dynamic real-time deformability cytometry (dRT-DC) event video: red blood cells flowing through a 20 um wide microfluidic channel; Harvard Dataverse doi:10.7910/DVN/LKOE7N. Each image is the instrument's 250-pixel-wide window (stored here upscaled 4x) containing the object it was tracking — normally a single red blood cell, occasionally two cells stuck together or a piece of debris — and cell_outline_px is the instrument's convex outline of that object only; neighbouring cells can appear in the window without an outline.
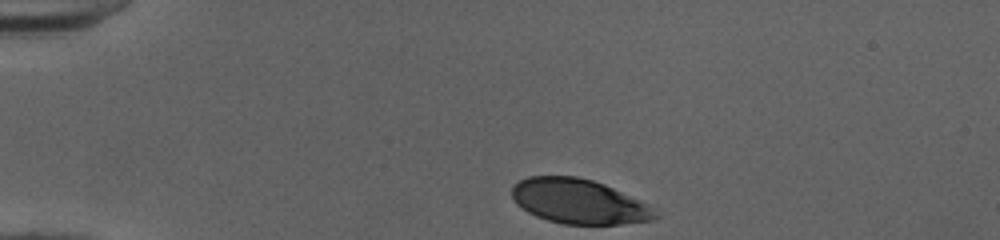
{"species": "human", "species_latin": "Homo sapiens", "temperature_condition": "cold", "stored_images_in_passage": 17, "camera_frame_rate_fps": 3000, "um_per_image_px": 0.085, "donor": {"sex": "female"}, "frame": {"image": 1, "passage_image": 1, "time_ms": 0.0, "image_size_px": [1000, 240], "cell_outline_px": [[660, 216], [656, 220], [620, 224], [564, 224], [548, 220], [536, 216], [528, 212], [516, 204], [512, 196], [512, 184], [528, 176], [576, 176], [592, 180], [604, 184], [660, 212]], "centroid_in_image_um": [49.17, 17.13], "position_along_channel_um": 35.8, "area_um2": 37.11}}
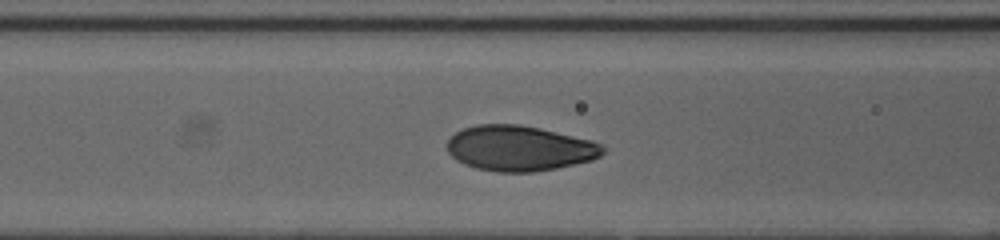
{"frame": {"image": 2, "passage_image": 12, "time_ms": 3.667, "image_size_px": [1000, 240], "cell_outline_px": [[604, 152], [600, 156], [592, 160], [556, 168], [536, 172], [496, 172], [476, 168], [464, 164], [456, 160], [448, 152], [448, 140], [456, 132], [464, 128], [476, 124], [520, 124], [540, 128], [592, 140], [604, 144]], "centroid_in_image_um": [44.17, 12.6], "position_along_channel_um": 122.4, "area_um2": 41.27}}
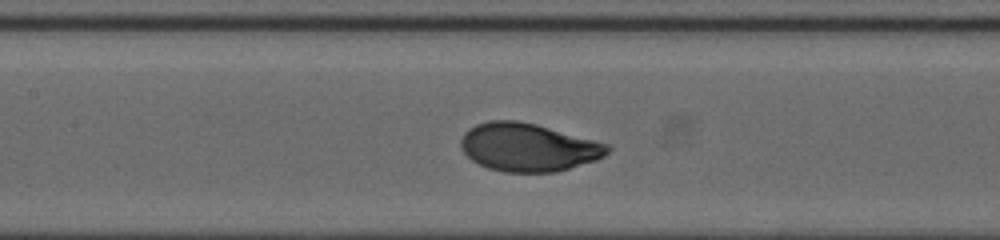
{"frame": {"image": 3, "passage_image": 15, "time_ms": 4.667, "image_size_px": [1000, 240], "cell_outline_px": [[612, 148], [604, 156], [596, 160], [556, 172], [504, 172], [488, 168], [472, 160], [460, 148], [460, 140], [464, 132], [468, 128], [476, 124], [488, 120], [516, 120], [536, 124], [596, 140], [608, 144]], "centroid_in_image_um": [44.89, 12.51], "position_along_channel_um": 162.5, "area_um2": 41.27}}